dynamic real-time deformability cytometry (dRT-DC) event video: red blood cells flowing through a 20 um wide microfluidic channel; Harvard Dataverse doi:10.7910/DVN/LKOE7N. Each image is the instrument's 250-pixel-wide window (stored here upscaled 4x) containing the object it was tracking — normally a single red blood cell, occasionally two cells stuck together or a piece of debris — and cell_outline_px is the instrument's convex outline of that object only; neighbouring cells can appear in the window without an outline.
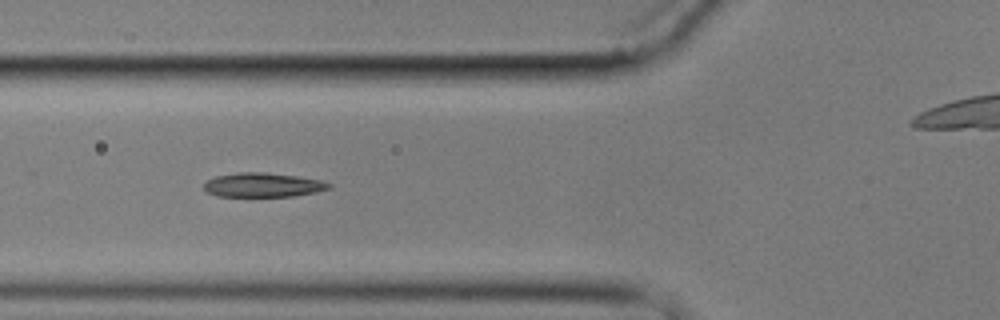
{"species": "common noctule bat (a hibernating species)", "species_latin": "Nyctalus noctula", "temperature_condition": "cold", "stored_images_in_passage": 7, "segment_of_instrument_passage": [1, 2], "camera_frame_rate_fps": 3000, "um_per_image_px": 0.085, "animal": {"sex": "male", "body_mass_g": 17.9}, "frame": {"image": 1, "passage_image": 5, "time_ms": 6.667, "image_size_px": [1000, 320], "cell_outline_px": [[332, 188], [316, 192], [292, 196], [216, 196], [208, 192], [204, 188], [204, 184], [208, 180], [216, 176], [240, 172], [264, 172], [296, 176], [320, 180], [332, 184]], "centroid_in_image_um": [22.37, 15.72], "position_along_channel_um": 103.4, "area_um2": 17.51}}
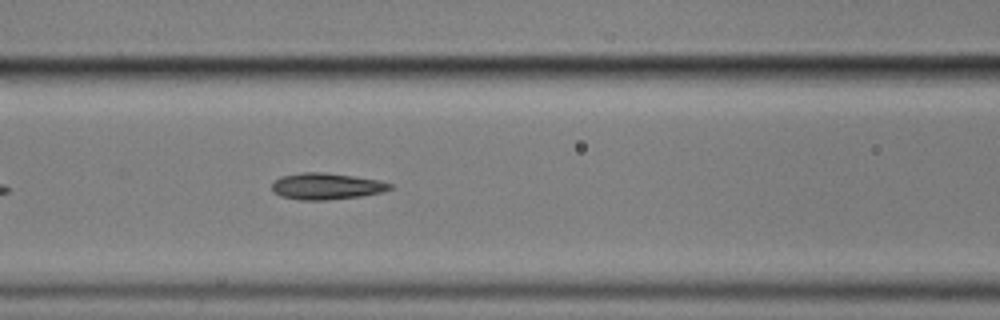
{"frame": {"image": 2, "passage_image": 6, "time_ms": 7.667, "image_size_px": [1000, 320], "cell_outline_px": [[392, 188], [384, 192], [360, 196], [328, 200], [300, 200], [280, 196], [272, 192], [272, 184], [280, 176], [300, 172], [320, 172], [352, 176], [380, 180], [392, 184]], "centroid_in_image_um": [27.73, 15.83], "position_along_channel_um": 138.9, "area_um2": 18.26}}